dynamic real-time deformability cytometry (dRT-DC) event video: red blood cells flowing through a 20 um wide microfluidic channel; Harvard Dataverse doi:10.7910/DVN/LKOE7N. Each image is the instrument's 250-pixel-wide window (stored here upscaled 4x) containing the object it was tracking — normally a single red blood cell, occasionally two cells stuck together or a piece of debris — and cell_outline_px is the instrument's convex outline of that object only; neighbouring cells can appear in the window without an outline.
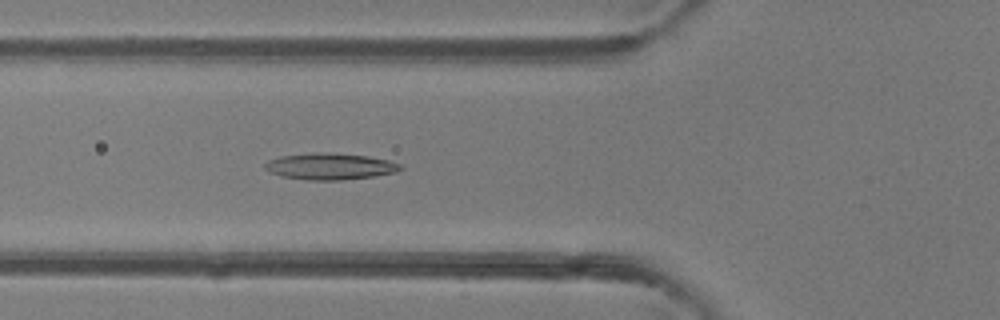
{"species": "common noctule bat (a hibernating species)", "species_latin": "Nyctalus noctula", "temperature_condition": "room temperature", "stored_images_in_passage": 48, "camera_frame_rate_fps": 3000, "um_per_image_px": 0.085, "animal": {"sex": "female"}, "frame": {"image": 1, "passage_image": 17, "time_ms": 5.333, "image_size_px": [1000, 320], "cell_outline_px": [[404, 168], [396, 172], [372, 176], [340, 180], [308, 180], [284, 176], [268, 172], [264, 168], [264, 164], [268, 160], [280, 156], [316, 152], [328, 152], [368, 156], [388, 160], [400, 164]], "centroid_in_image_um": [28.04, 14.13], "position_along_channel_um": 97.8, "area_um2": 20.87}}
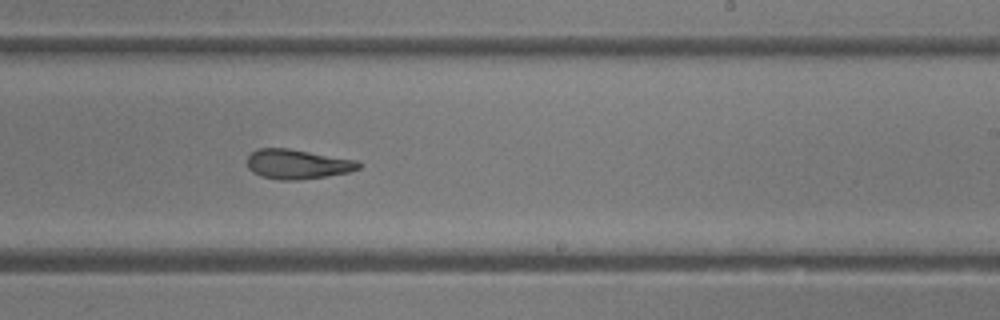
{"frame": {"image": 2, "passage_image": 29, "time_ms": 9.333, "image_size_px": [1000, 320], "cell_outline_px": [[364, 164], [360, 168], [348, 172], [328, 176], [296, 180], [280, 180], [260, 176], [252, 172], [248, 168], [248, 156], [256, 148], [288, 148], [356, 160]], "centroid_in_image_um": [25.28, 13.95], "position_along_channel_um": 263.7, "area_um2": 19.31}}
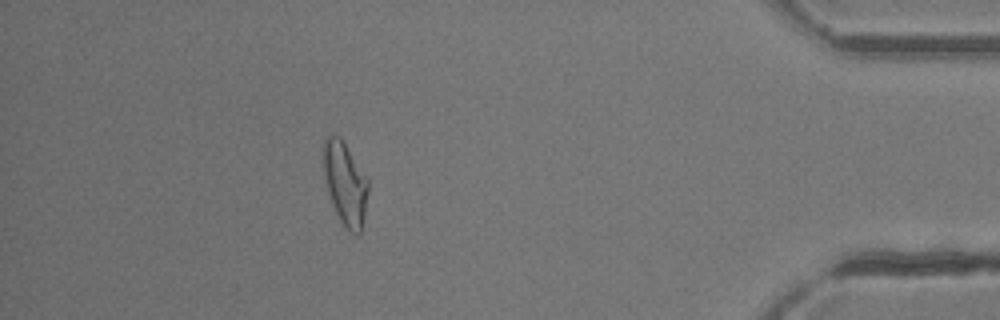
{"frame": {"image": 3, "passage_image": 43, "time_ms": 14.0, "image_size_px": [1000, 320], "cell_outline_px": [[368, 192], [364, 216], [360, 232], [352, 232], [340, 220], [328, 196], [324, 176], [324, 140], [328, 136], [340, 136], [368, 180]], "centroid_in_image_um": [29.33, 15.58], "position_along_channel_um": 405.9, "area_um2": 21.04}, "authors_computed_cell_mechanics": {"area_um2": 20.6924, "velocity_mm_per_s": 4.1335, "shape_relaxation_time_tau1_ms": 4.6646, "shape_relaxation_time_tau2_ms": 3.1863, "deformation_change_tau1": 0.1734, "deformation_change_tau2": 0.1265}}